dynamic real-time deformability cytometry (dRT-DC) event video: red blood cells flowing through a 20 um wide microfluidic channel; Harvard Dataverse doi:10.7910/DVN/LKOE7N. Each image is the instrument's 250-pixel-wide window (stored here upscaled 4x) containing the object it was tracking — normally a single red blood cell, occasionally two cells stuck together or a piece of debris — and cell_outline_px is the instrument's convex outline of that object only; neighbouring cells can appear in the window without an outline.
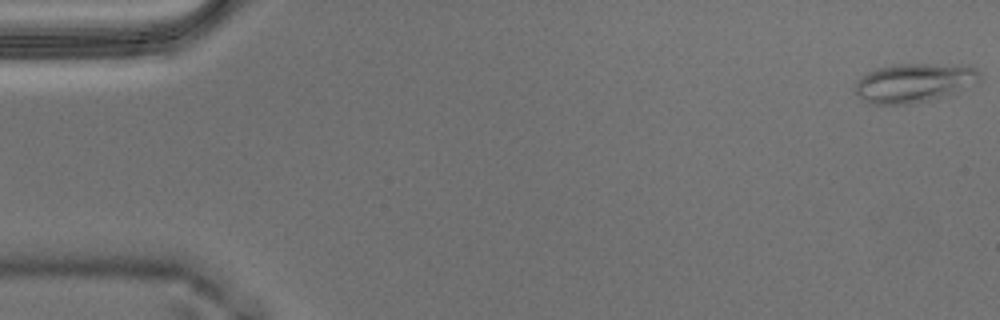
{"species": "Egyptian fruit bat (a non-hibernating species)", "species_latin": "Rousettus aegyptiacus", "temperature_condition": "warm", "stored_images_in_passage": 56, "camera_frame_rate_fps": 3000, "um_per_image_px": 0.085, "animal": {"sex": "male"}, "frame": {"image": 1, "passage_image": 1, "time_ms": 0.0, "image_size_px": [1000, 320], "cell_outline_px": [[980, 80], [976, 84], [928, 100], [908, 104], [872, 104], [860, 100], [856, 92], [856, 80], [868, 72], [876, 68], [892, 64], [928, 64], [976, 68], [980, 72]], "centroid_in_image_um": [77.62, 7.04], "position_along_channel_um": 7.4, "area_um2": 27.86}}
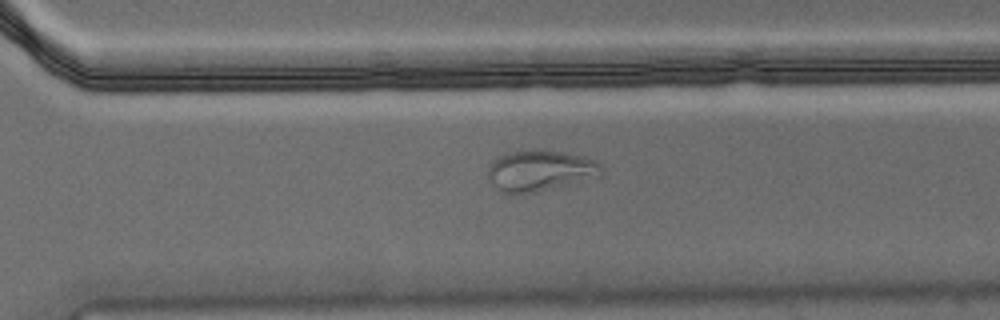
{"frame": {"image": 2, "passage_image": 39, "time_ms": 12.667, "image_size_px": [1000, 320], "cell_outline_px": [[604, 176], [536, 192], [500, 192], [488, 180], [488, 168], [492, 160], [508, 152], [532, 148], [536, 148], [584, 156], [596, 160], [604, 168]], "centroid_in_image_um": [45.95, 14.48], "position_along_channel_um": 324.7, "area_um2": 27.51}}
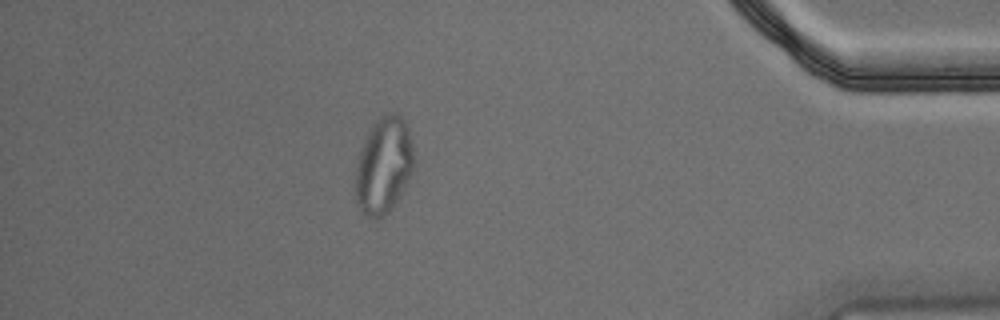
{"frame": {"image": 3, "passage_image": 49, "time_ms": 16.0, "image_size_px": [1000, 320], "cell_outline_px": [[416, 164], [404, 188], [392, 208], [380, 220], [376, 220], [368, 216], [356, 204], [356, 164], [360, 148], [372, 124], [380, 116], [388, 112], [396, 112], [404, 120], [408, 128], [416, 160]], "centroid_in_image_um": [32.63, 14.05], "position_along_channel_um": 402.6, "area_um2": 33.23}}